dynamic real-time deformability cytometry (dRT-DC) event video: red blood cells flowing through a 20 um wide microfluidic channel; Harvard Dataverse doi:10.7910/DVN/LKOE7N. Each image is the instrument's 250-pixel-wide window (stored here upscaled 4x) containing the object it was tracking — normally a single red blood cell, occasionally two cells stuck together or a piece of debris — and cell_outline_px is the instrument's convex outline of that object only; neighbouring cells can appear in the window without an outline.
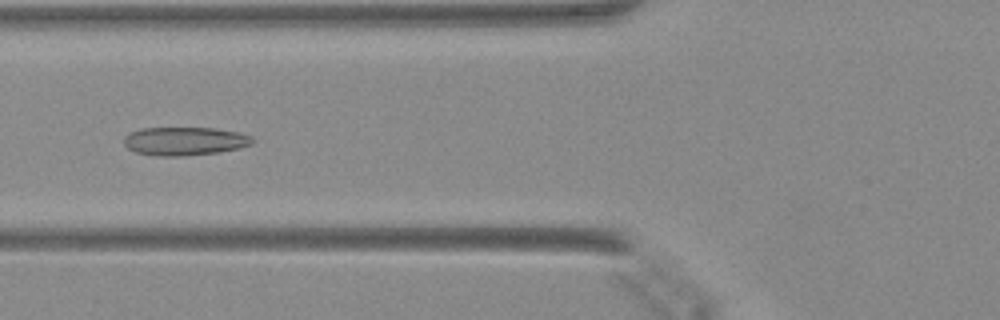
{"species": "Egyptian fruit bat (a non-hibernating species)", "species_latin": "Rousettus aegyptiacus", "temperature_condition": "warm", "stored_images_in_passage": 38, "camera_frame_rate_fps": 3000, "um_per_image_px": 0.085, "animal": {"sex": "female"}, "frame": {"image": 1, "passage_image": 18, "time_ms": 5.667, "image_size_px": [1000, 320], "cell_outline_px": [[256, 140], [252, 144], [240, 148], [216, 152], [184, 156], [156, 156], [136, 152], [128, 148], [124, 144], [124, 136], [132, 132], [144, 128], [212, 128], [240, 132], [252, 136]], "centroid_in_image_um": [15.74, 12.0], "position_along_channel_um": 110.1, "area_um2": 21.27}}
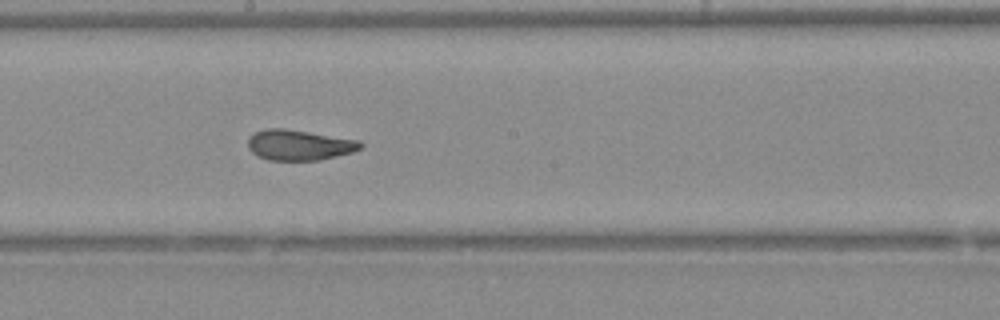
{"frame": {"image": 2, "passage_image": 26, "time_ms": 8.333, "image_size_px": [1000, 320], "cell_outline_px": [[364, 144], [360, 148], [352, 152], [320, 160], [268, 160], [252, 152], [248, 148], [248, 136], [264, 128], [284, 128], [360, 140]], "centroid_in_image_um": [25.42, 12.32], "position_along_channel_um": 222.8, "area_um2": 20.0}}
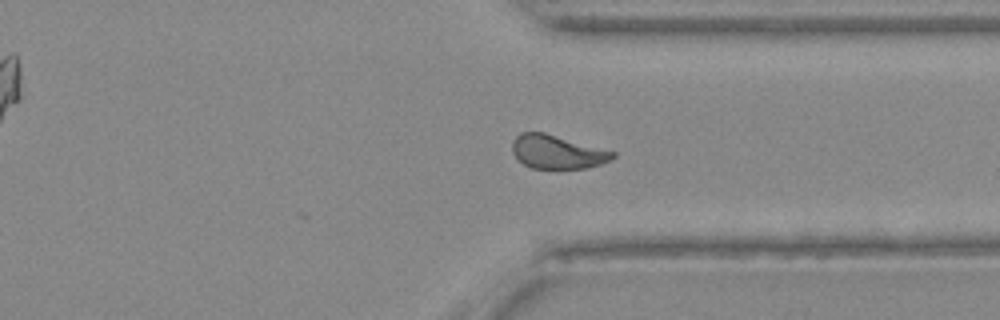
{"frame": {"image": 3, "passage_image": 36, "time_ms": 11.667, "image_size_px": [1000, 320], "cell_outline_px": [[616, 156], [612, 160], [588, 168], [532, 168], [524, 164], [512, 152], [512, 140], [520, 132], [544, 132], [616, 152]], "centroid_in_image_um": [47.37, 12.9], "position_along_channel_um": 364.0, "area_um2": 19.65}}